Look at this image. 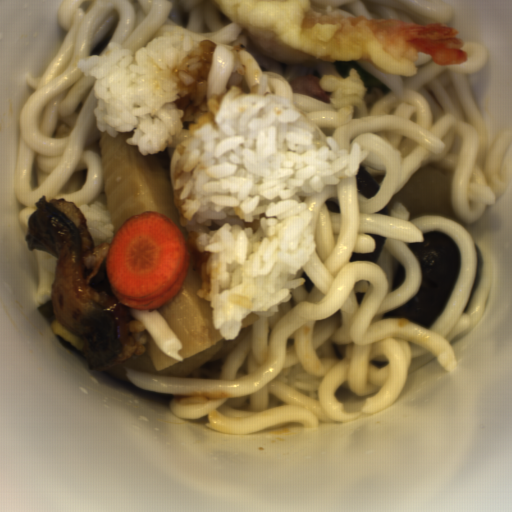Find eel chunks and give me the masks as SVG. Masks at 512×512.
<instances>
[{"label":"eel chunks","instance_id":"1","mask_svg":"<svg viewBox=\"0 0 512 512\" xmlns=\"http://www.w3.org/2000/svg\"><path fill=\"white\" fill-rule=\"evenodd\" d=\"M46 199L43 194L35 202L24 241L30 252L39 249L56 258L51 286L54 318L82 339L90 370L107 371L136 352L123 318L127 312L107 278L112 241L95 246L76 204L64 198Z\"/></svg>","mask_w":512,"mask_h":512}]
</instances>
